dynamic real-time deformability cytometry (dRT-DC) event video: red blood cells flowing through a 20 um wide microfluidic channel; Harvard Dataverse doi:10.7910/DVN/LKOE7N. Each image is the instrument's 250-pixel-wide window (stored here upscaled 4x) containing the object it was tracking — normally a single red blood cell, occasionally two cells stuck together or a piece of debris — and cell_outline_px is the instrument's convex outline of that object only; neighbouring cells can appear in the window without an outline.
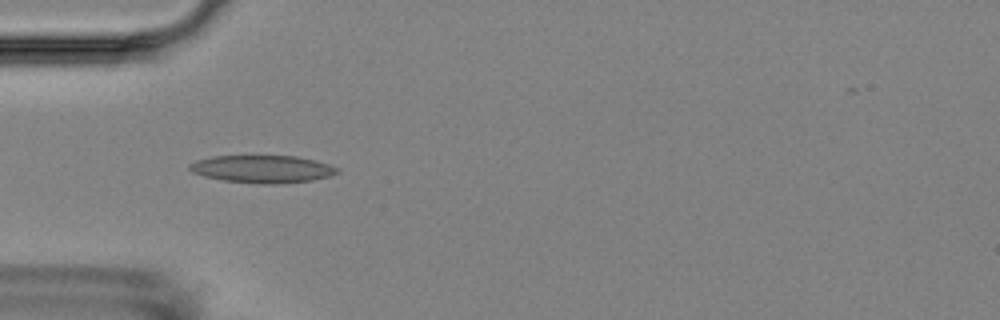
{"species": "Egyptian fruit bat (a non-hibernating species)", "species_latin": "Rousettus aegyptiacus", "temperature_condition": "room temperature", "stored_images_in_passage": 6, "camera_frame_rate_fps": 3000, "um_per_image_px": 0.085, "animal": {"sex": "female"}, "frame": {"image": 1, "passage_image": 5, "time_ms": 4.667, "image_size_px": [1000, 320], "cell_outline_px": [[340, 172], [328, 176], [312, 180], [276, 184], [260, 184], [224, 180], [204, 176], [192, 172], [188, 168], [188, 164], [196, 160], [212, 156], [296, 156], [316, 160], [340, 168]], "centroid_in_image_um": [22.3, 14.36], "position_along_channel_um": 62.7, "area_um2": 23.76}}
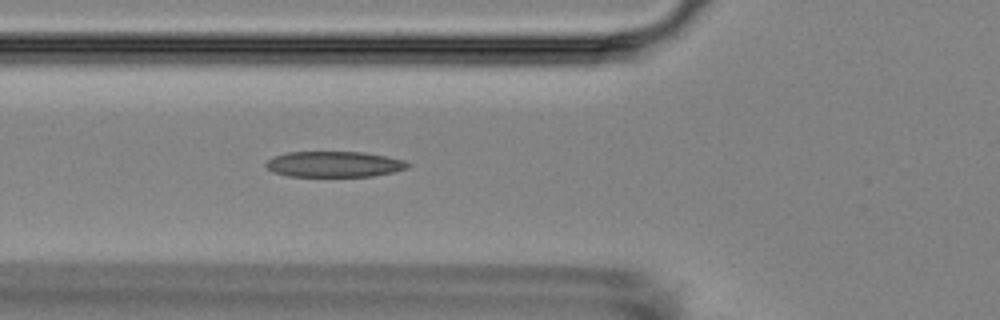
{"frame": {"image": 2, "passage_image": 6, "time_ms": 5.667, "image_size_px": [1000, 320], "cell_outline_px": [[412, 164], [408, 168], [392, 172], [372, 176], [288, 176], [272, 172], [264, 164], [272, 156], [288, 152], [364, 152], [404, 160]], "centroid_in_image_um": [28.39, 13.95], "position_along_channel_um": 97.4, "area_um2": 21.27}}